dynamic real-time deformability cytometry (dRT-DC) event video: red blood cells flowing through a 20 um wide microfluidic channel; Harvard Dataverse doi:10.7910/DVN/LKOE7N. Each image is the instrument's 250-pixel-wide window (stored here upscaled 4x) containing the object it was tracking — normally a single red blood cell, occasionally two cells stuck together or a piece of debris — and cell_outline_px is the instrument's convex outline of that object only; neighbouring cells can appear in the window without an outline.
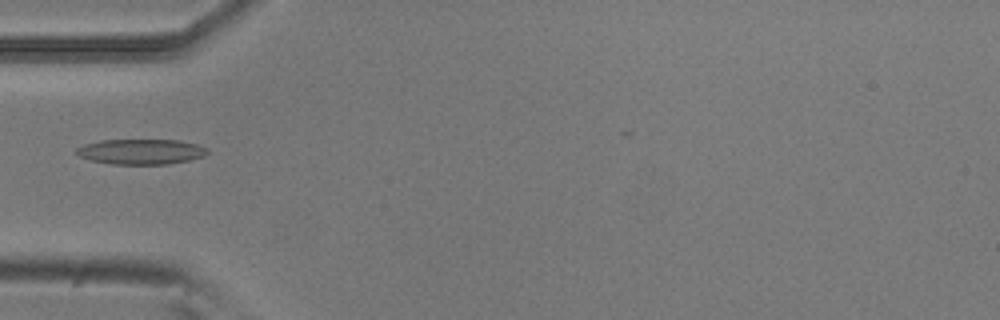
{"species": "common noctule bat (a hibernating species)", "species_latin": "Nyctalus noctula", "temperature_condition": "room temperature", "stored_images_in_passage": 5, "camera_frame_rate_fps": 3000, "um_per_image_px": 0.085, "animal": {"sex": "male", "body_mass_g": 20.5, "forearm_length_mm": 52.5}, "frame": {"image": 1, "passage_image": 4, "time_ms": 1.0, "image_size_px": [1000, 320], "cell_outline_px": [[208, 152], [204, 156], [188, 160], [168, 164], [112, 164], [92, 160], [80, 156], [76, 152], [76, 148], [84, 144], [100, 140], [180, 140], [196, 144], [208, 148]], "centroid_in_image_um": [12.0, 12.88], "position_along_channel_um": 73.0, "area_um2": 19.19}}